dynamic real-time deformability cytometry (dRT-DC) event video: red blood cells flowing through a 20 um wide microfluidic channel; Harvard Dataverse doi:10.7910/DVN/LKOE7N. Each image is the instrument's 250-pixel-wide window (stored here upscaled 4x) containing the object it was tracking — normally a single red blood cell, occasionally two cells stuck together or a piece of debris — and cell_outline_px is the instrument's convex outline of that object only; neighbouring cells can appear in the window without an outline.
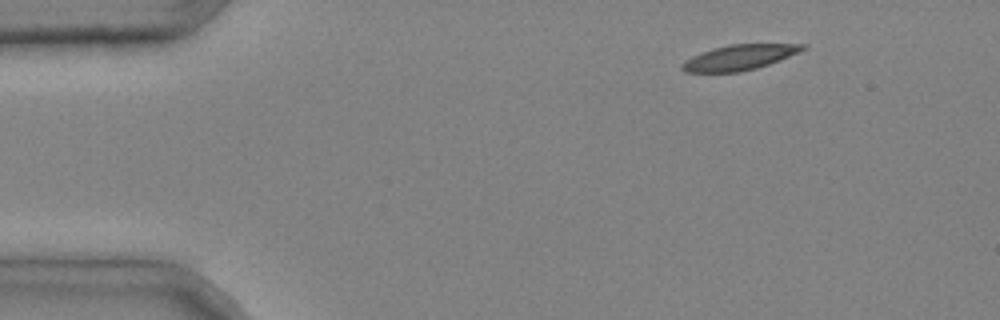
{"species": "common noctule bat (a hibernating species)", "species_latin": "Nyctalus noctula", "temperature_condition": "cold", "stored_images_in_passage": 3, "camera_frame_rate_fps": 3000, "um_per_image_px": 0.085, "animal": {"sex": "male", "body_mass_g": 20.4}, "frame": {"image": 1, "passage_image": 1, "time_ms": 0.0, "image_size_px": [1000, 320], "cell_outline_px": [[808, 48], [780, 60], [756, 68], [740, 72], [684, 72], [680, 68], [680, 64], [684, 60], [692, 56], [712, 48], [728, 44], [808, 44]], "centroid_in_image_um": [62.82, 4.87], "position_along_channel_um": 22.2, "area_um2": 17.86}}
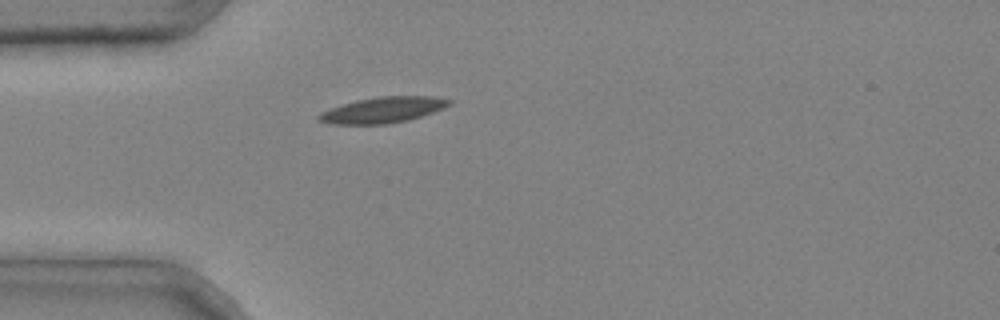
{"frame": {"image": 2, "passage_image": 3, "time_ms": 0.667, "image_size_px": [1000, 320], "cell_outline_px": [[452, 104], [444, 108], [408, 120], [384, 124], [328, 124], [316, 120], [316, 116], [320, 112], [356, 100], [376, 96], [436, 96], [452, 100]], "centroid_in_image_um": [32.53, 9.34], "position_along_channel_um": 52.5, "area_um2": 19.71}}